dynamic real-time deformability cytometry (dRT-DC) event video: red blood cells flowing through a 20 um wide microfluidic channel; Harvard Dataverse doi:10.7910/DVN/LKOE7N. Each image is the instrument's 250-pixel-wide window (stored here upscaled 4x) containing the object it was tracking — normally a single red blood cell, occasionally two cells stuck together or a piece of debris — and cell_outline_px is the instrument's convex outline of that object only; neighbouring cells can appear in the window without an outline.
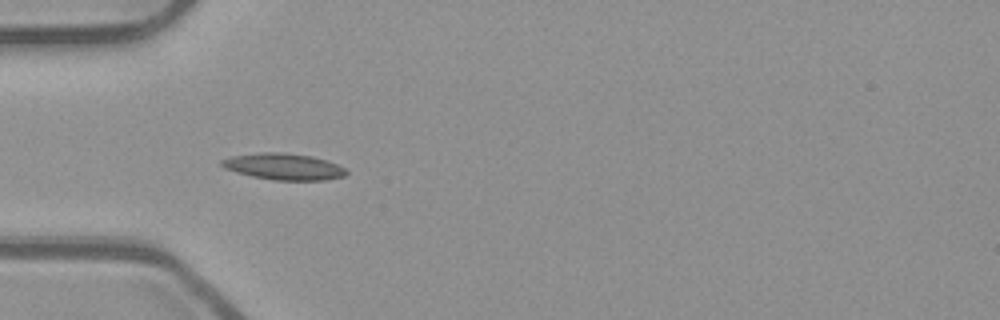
{"species": "common noctule bat (a hibernating species)", "species_latin": "Nyctalus noctula", "temperature_condition": "room temperature", "stored_images_in_passage": 11, "camera_frame_rate_fps": 3000, "um_per_image_px": 0.085, "animal": {"sex": "male", "body_mass_g": 23.1, "forearm_length_mm": 52.7}, "frame": {"image": 1, "passage_image": 2, "time_ms": 0.333, "image_size_px": [1000, 320], "cell_outline_px": [[348, 172], [344, 176], [324, 180], [272, 180], [252, 176], [236, 172], [224, 168], [220, 164], [220, 160], [232, 156], [260, 152], [284, 152], [312, 156], [336, 164], [344, 168]], "centroid_in_image_um": [24.08, 14.16], "position_along_channel_um": 60.9, "area_um2": 19.13}}
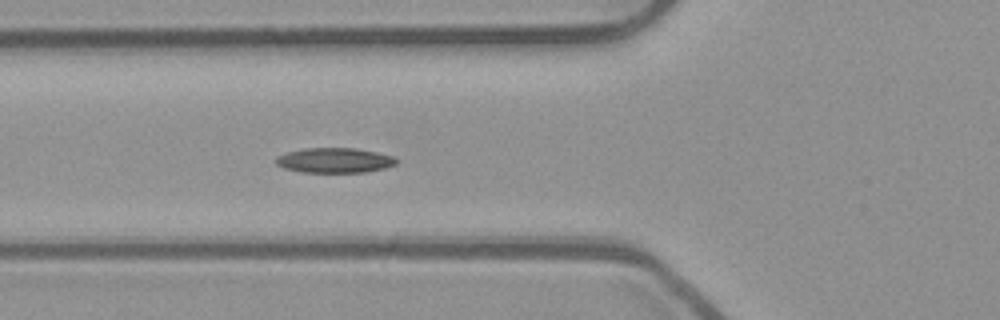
{"frame": {"image": 2, "passage_image": 5, "time_ms": 1.333, "image_size_px": [1000, 320], "cell_outline_px": [[396, 164], [384, 168], [364, 172], [300, 172], [284, 168], [276, 164], [276, 156], [288, 152], [304, 148], [356, 148], [396, 156]], "centroid_in_image_um": [28.44, 13.62], "position_along_channel_um": 97.4, "area_um2": 17.51}}
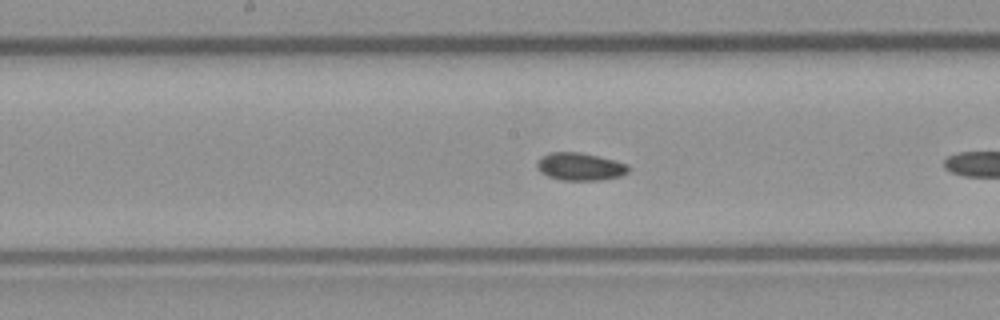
{"frame": {"image": 3, "passage_image": 10, "time_ms": 3.0, "image_size_px": [1000, 320], "cell_outline_px": [[628, 172], [620, 176], [600, 180], [560, 180], [548, 176], [540, 172], [536, 168], [536, 164], [544, 156], [552, 152], [576, 152], [596, 156], [628, 164]], "centroid_in_image_um": [49.29, 14.18], "position_along_channel_um": 198.9, "area_um2": 14.45}}